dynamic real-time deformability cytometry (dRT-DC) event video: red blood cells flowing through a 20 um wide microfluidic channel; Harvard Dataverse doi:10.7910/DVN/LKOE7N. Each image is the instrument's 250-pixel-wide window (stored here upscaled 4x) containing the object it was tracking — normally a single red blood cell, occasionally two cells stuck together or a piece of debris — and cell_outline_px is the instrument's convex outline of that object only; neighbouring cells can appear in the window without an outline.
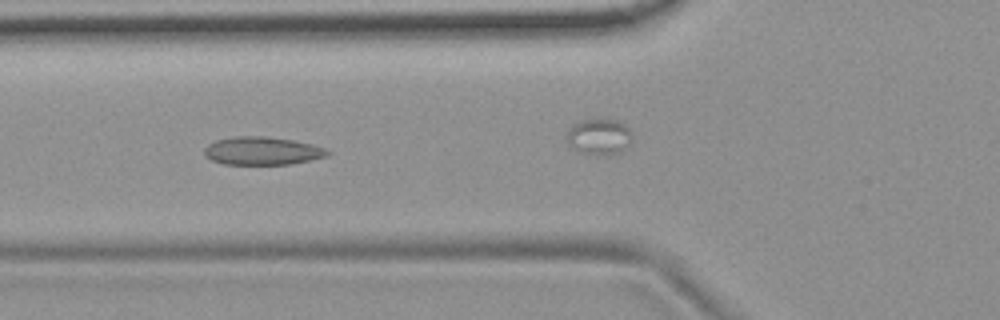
{"species": "common noctule bat (a hibernating species)", "species_latin": "Nyctalus noctula", "temperature_condition": "room temperature", "stored_images_in_passage": 56, "camera_frame_rate_fps": 3000, "um_per_image_px": 0.085, "animal": {"sex": "female", "body_mass_g": 19.9}, "frame": {"image": 1, "passage_image": 21, "time_ms": 6.667, "image_size_px": [1000, 320], "cell_outline_px": [[332, 152], [328, 156], [292, 164], [224, 164], [212, 160], [204, 156], [204, 148], [208, 144], [216, 140], [236, 136], [264, 136], [292, 140], [312, 144], [324, 148]], "centroid_in_image_um": [22.29, 12.82], "position_along_channel_um": 103.5, "area_um2": 20.17}}
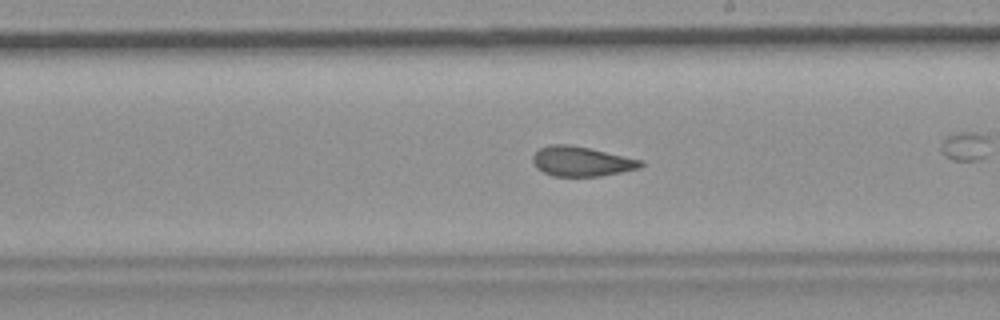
{"frame": {"image": 2, "passage_image": 32, "time_ms": 10.333, "image_size_px": [1000, 320], "cell_outline_px": [[644, 164], [640, 168], [600, 176], [552, 176], [536, 168], [532, 160], [532, 156], [540, 148], [552, 144], [568, 144], [588, 148], [644, 160]], "centroid_in_image_um": [49.42, 13.72], "position_along_channel_um": 239.6, "area_um2": 18.67}}
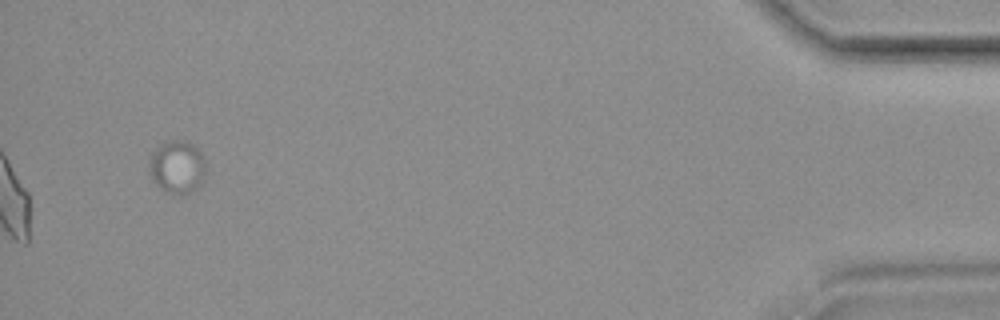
{"frame": {"image": 3, "passage_image": 56, "time_ms": 18.333, "image_size_px": [1000, 320], "cell_outline_px": [[204, 180], [196, 188], [180, 196], [176, 196], [164, 192], [152, 180], [148, 164], [148, 160], [152, 152], [160, 144], [172, 140], [184, 140], [192, 144], [204, 156]], "centroid_in_image_um": [15.03, 14.21], "position_along_channel_um": 420.2, "area_um2": 17.69}, "authors_computed_cell_mechanics": {"area_um2": 20.0566, "velocity_mm_per_s": 3.7136, "shape_relaxation_time_tau1_ms": null, "shape_relaxation_time_tau2_ms": 2.1107, "deformation_change_tau1": null, "deformation_change_tau2": 0.0815}}